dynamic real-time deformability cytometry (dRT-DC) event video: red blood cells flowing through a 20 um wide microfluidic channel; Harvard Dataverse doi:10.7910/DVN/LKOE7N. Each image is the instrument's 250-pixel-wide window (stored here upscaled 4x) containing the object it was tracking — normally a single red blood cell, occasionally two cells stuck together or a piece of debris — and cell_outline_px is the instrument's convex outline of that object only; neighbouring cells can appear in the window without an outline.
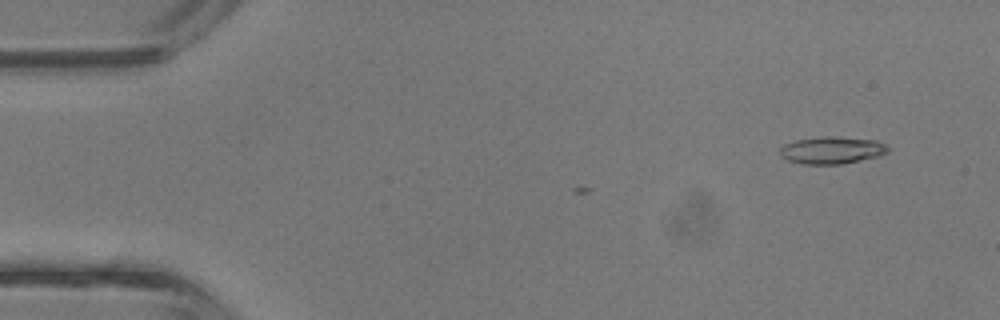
{"species": "common noctule bat (a hibernating species)", "species_latin": "Nyctalus noctula", "temperature_condition": "room temperature", "stored_images_in_passage": 4, "camera_frame_rate_fps": 3000, "um_per_image_px": 0.085, "animal": {"sex": "male", "body_mass_g": 13.3}, "frame": {"image": 1, "passage_image": 4, "time_ms": 1.0, "image_size_px": [1000, 320], "cell_outline_px": [[888, 152], [880, 156], [840, 164], [804, 164], [788, 160], [780, 156], [780, 148], [784, 144], [796, 140], [824, 136], [832, 136], [876, 140], [884, 144], [888, 148]], "centroid_in_image_um": [70.7, 12.76], "position_along_channel_um": 14.3, "area_um2": 17.05}}